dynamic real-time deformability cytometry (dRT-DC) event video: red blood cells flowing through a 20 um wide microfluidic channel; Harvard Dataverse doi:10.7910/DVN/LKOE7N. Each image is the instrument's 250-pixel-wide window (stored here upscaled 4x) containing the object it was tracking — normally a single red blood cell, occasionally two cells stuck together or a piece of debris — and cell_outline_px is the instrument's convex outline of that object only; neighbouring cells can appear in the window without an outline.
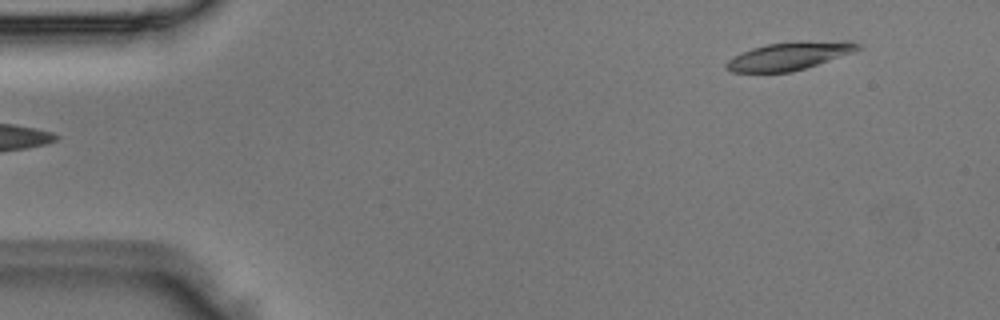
{"species": "Egyptian fruit bat (a non-hibernating species)", "species_latin": "Rousettus aegyptiacus", "temperature_condition": "room temperature", "stored_images_in_passage": 4, "camera_frame_rate_fps": 3000, "um_per_image_px": 0.085, "animal": {"sex": "male"}, "frame": {"image": 1, "passage_image": 1, "time_ms": 0.0, "image_size_px": [1000, 320], "cell_outline_px": [[864, 48], [792, 72], [732, 72], [724, 68], [724, 64], [728, 60], [740, 52], [752, 48], [768, 44], [796, 40], [852, 40], [860, 44]], "centroid_in_image_um": [67.11, 4.72], "position_along_channel_um": 17.9, "area_um2": 21.73}}